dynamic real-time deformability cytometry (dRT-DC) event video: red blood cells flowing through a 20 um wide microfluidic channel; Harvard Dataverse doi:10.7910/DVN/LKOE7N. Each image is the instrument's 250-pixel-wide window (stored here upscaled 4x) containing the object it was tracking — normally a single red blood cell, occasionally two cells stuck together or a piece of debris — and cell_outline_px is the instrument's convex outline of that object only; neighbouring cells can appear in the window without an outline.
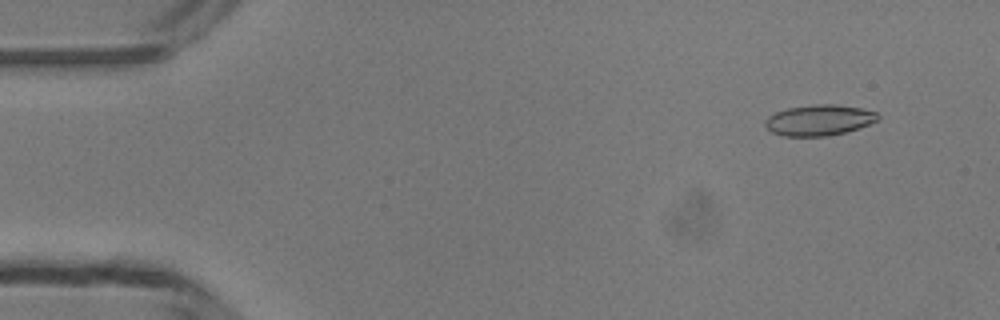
{"species": "common noctule bat (a hibernating species)", "species_latin": "Nyctalus noctula", "temperature_condition": "room temperature", "stored_images_in_passage": 48, "camera_frame_rate_fps": 3000, "um_per_image_px": 0.085, "animal": {"sex": "male", "body_mass_g": 13.3}, "frame": {"image": 1, "passage_image": 4, "time_ms": 1.0, "image_size_px": [1000, 320], "cell_outline_px": [[880, 116], [876, 120], [868, 124], [844, 132], [824, 136], [784, 136], [772, 132], [764, 124], [764, 120], [768, 116], [776, 112], [788, 108], [816, 104], [836, 104], [860, 108], [876, 112]], "centroid_in_image_um": [69.58, 10.2], "position_along_channel_um": 15.4, "area_um2": 19.94}}
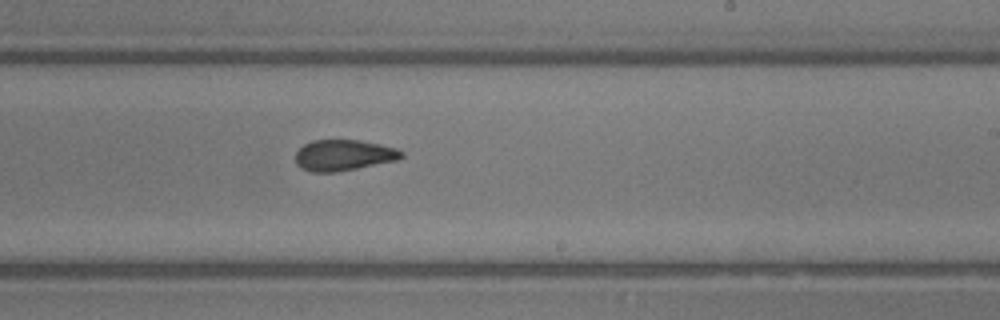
{"frame": {"image": 2, "passage_image": 29, "time_ms": 9.333, "image_size_px": [1000, 320], "cell_outline_px": [[404, 156], [400, 160], [336, 172], [312, 172], [300, 168], [296, 164], [296, 152], [304, 144], [312, 140], [360, 140], [380, 144], [396, 148], [404, 152]], "centroid_in_image_um": [29.23, 13.19], "position_along_channel_um": 259.8, "area_um2": 19.31}}
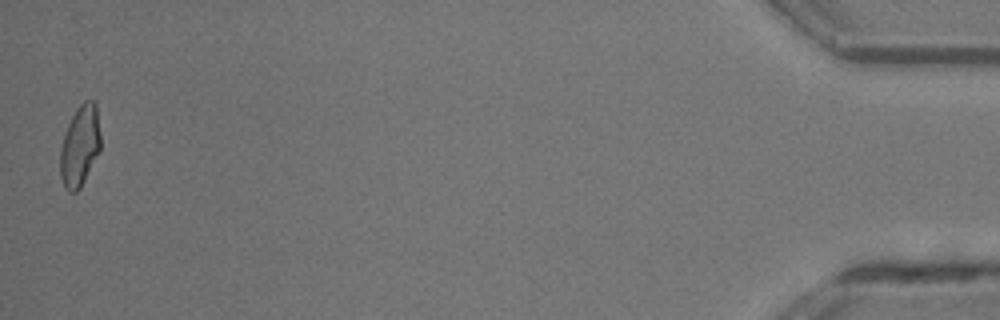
{"frame": {"image": 3, "passage_image": 48, "time_ms": 15.667, "image_size_px": [1000, 320], "cell_outline_px": [[100, 152], [80, 188], [76, 192], [68, 192], [64, 188], [60, 176], [60, 148], [68, 124], [76, 108], [84, 100], [92, 100], [96, 104], [100, 132]], "centroid_in_image_um": [6.79, 12.42], "position_along_channel_um": 428.4, "area_um2": 19.19}, "authors_computed_cell_mechanics": {"area_um2": 19.652, "velocity_mm_per_s": 4.2138, "shape_relaxation_time_tau1_ms": 4.9689, "shape_relaxation_time_tau2_ms": 1.7954, "deformation_change_tau1": 0.1258, "deformation_change_tau2": 0.0803}}